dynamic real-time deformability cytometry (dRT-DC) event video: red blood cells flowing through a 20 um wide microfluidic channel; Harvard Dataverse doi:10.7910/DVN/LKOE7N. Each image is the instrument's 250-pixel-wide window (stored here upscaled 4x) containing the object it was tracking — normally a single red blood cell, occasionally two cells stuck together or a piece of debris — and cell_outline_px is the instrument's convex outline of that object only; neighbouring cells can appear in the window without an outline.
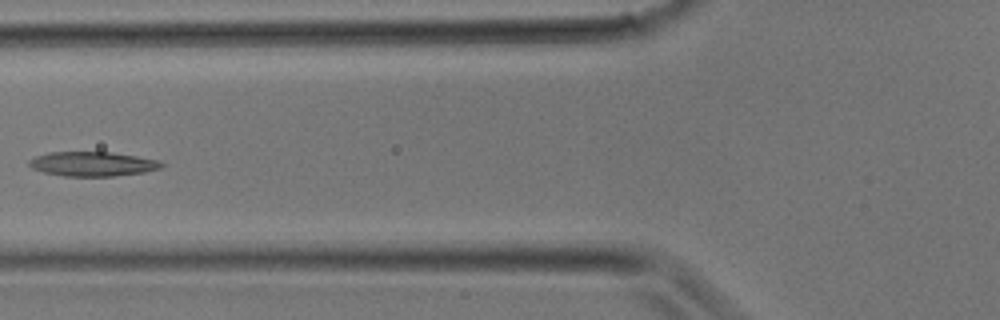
{"species": "common noctule bat (a hibernating species)", "species_latin": "Nyctalus noctula", "temperature_condition": "room temperature", "stored_images_in_passage": 17, "camera_frame_rate_fps": 3000, "um_per_image_px": 0.085, "animal": {"sex": "male", "body_mass_g": 17.9}, "frame": {"image": 1, "passage_image": 10, "time_ms": 3.0, "image_size_px": [1000, 320], "cell_outline_px": [[164, 164], [160, 168], [144, 172], [112, 176], [64, 176], [44, 172], [32, 168], [28, 164], [28, 160], [36, 156], [48, 152], [112, 152], [160, 160]], "centroid_in_image_um": [7.86, 13.93], "position_along_channel_um": 117.9, "area_um2": 18.84}}
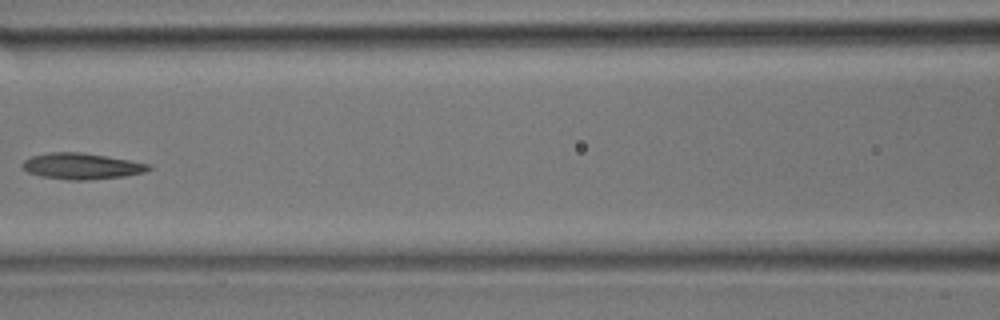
{"frame": {"image": 2, "passage_image": 12, "time_ms": 3.667, "image_size_px": [1000, 320], "cell_outline_px": [[152, 168], [144, 172], [124, 176], [88, 180], [68, 180], [40, 176], [28, 172], [20, 164], [24, 160], [32, 156], [48, 152], [80, 152], [152, 164]], "centroid_in_image_um": [6.92, 14.12], "position_along_channel_um": 159.7, "area_um2": 19.13}}